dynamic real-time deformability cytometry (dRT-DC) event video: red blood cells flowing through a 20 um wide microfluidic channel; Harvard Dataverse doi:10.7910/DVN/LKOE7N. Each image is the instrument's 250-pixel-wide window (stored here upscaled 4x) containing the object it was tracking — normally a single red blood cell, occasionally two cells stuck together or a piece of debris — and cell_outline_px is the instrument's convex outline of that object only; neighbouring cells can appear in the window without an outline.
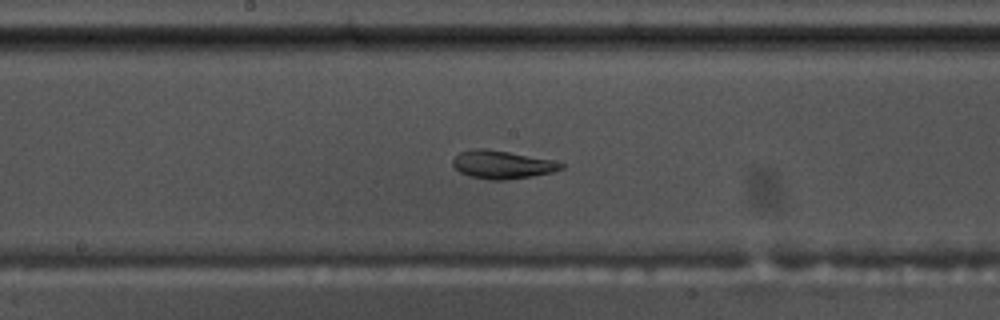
{"species": "common noctule bat (a hibernating species)", "species_latin": "Nyctalus noctula", "temperature_condition": "warm", "stored_images_in_passage": 39, "camera_frame_rate_fps": 3000, "um_per_image_px": 0.085, "animal": {"sex": "male", "body_mass_g": 17.5, "forearm_length_mm": 52.3}, "frame": {"image": 1, "passage_image": 12, "time_ms": 3.667, "image_size_px": [1000, 320], "cell_outline_px": [[564, 168], [552, 172], [532, 176], [504, 180], [488, 180], [468, 176], [460, 172], [452, 164], [452, 160], [460, 152], [476, 148], [484, 148], [556, 160], [564, 164]], "centroid_in_image_um": [42.7, 13.99], "position_along_channel_um": 205.5, "area_um2": 17.8}}
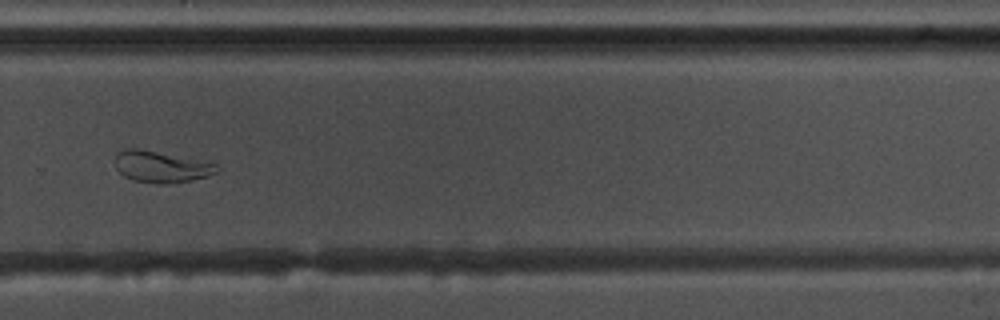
{"frame": {"image": 2, "passage_image": 21, "time_ms": 6.667, "image_size_px": [1000, 320], "cell_outline_px": [[220, 172], [208, 176], [192, 180], [164, 184], [156, 184], [132, 180], [124, 176], [116, 168], [116, 156], [124, 148], [136, 148], [216, 164], [220, 168]], "centroid_in_image_um": [13.7, 14.2], "position_along_channel_um": 316.1, "area_um2": 18.32}}
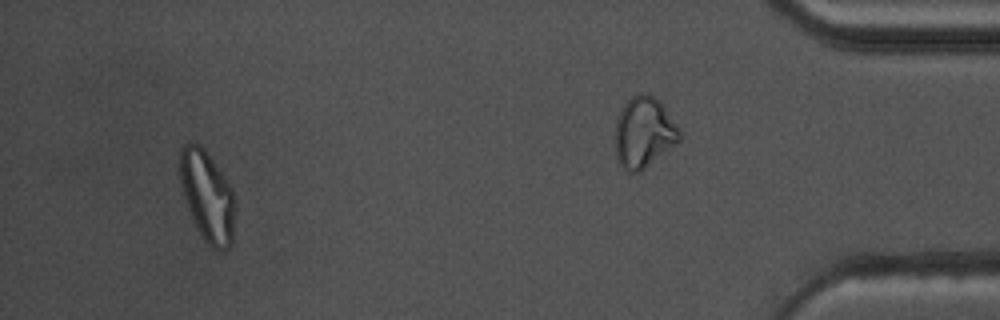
{"frame": {"image": 3, "passage_image": 35, "time_ms": 11.333, "image_size_px": [1000, 320], "cell_outline_px": [[236, 204], [232, 244], [228, 248], [212, 248], [204, 240], [188, 208], [180, 180], [180, 148], [184, 144], [196, 144], [204, 148], [228, 180], [232, 188], [236, 200]], "centroid_in_image_um": [17.67, 16.66], "position_along_channel_um": 417.5, "area_um2": 28.96}, "authors_computed_cell_mechanics": {"area_um2": 18.3226, "velocity_mm_per_s": 3.6879, "shape_relaxation_time_tau1_ms": null, "shape_relaxation_time_tau2_ms": 1.2214, "deformation_change_tau1": null, "deformation_change_tau2": 0.0624}}